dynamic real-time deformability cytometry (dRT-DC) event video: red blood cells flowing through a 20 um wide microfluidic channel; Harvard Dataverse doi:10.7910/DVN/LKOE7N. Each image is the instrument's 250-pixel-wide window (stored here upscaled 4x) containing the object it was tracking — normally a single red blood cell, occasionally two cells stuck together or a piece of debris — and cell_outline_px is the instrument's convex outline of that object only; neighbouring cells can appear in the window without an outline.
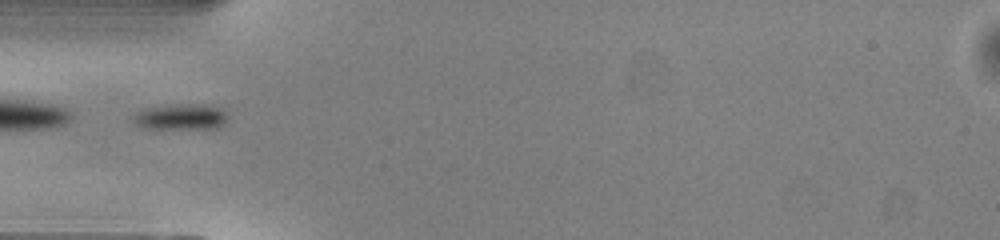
{"species": "common noctule bat (a hibernating species)", "species_latin": "Nyctalus noctula", "temperature_condition": "warm", "stored_images_in_passage": 24, "camera_frame_rate_fps": 3000, "um_per_image_px": 0.085, "animal": {"sex": "male", "body_mass_g": 13.0, "forearm_length_mm": 53.1}, "frame": {"image": 1, "passage_image": 2, "time_ms": 0.333, "image_size_px": [1000, 240], "cell_outline_px": [[228, 120], [220, 128], [140, 128], [136, 124], [132, 116], [136, 112], [144, 108], [172, 104], [208, 104], [224, 108], [228, 116]], "centroid_in_image_um": [15.42, 9.91], "position_along_channel_um": 69.6, "area_um2": 14.62}}
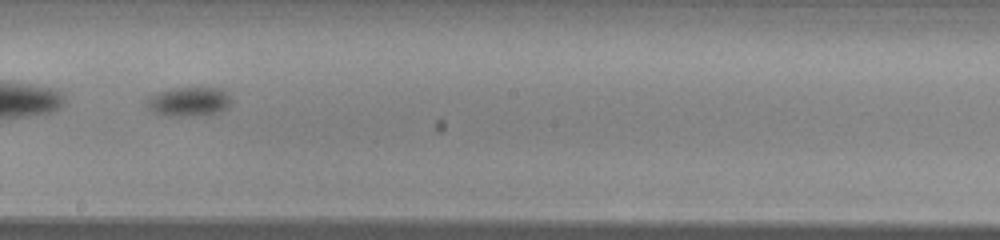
{"frame": {"image": 2, "passage_image": 14, "time_ms": 4.333, "image_size_px": [1000, 240], "cell_outline_px": [[232, 104], [228, 108], [216, 112], [184, 116], [164, 116], [148, 108], [144, 104], [148, 96], [156, 92], [168, 88], [224, 88], [232, 100]], "centroid_in_image_um": [16.03, 8.61], "position_along_channel_um": 232.2, "area_um2": 14.57}}
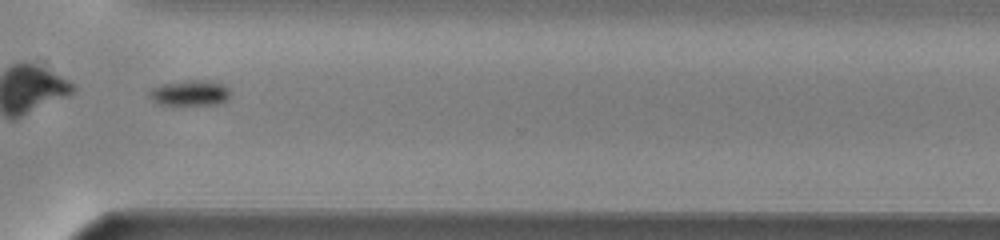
{"frame": {"image": 3, "passage_image": 23, "time_ms": 7.333, "image_size_px": [1000, 240], "cell_outline_px": [[228, 96], [224, 100], [216, 104], [176, 108], [172, 108], [156, 104], [148, 96], [148, 92], [152, 88], [160, 84], [184, 80], [208, 80], [224, 84], [228, 88]], "centroid_in_image_um": [16.03, 7.95], "position_along_channel_um": 354.6, "area_um2": 12.89}, "authors_computed_cell_mechanics": {"area_um2": 14.4789, "velocity_mm_per_s": 4.0637, "shape_relaxation_time_tau1_ms": 2.1407, "shape_relaxation_time_tau2_ms": null, "deformation_change_tau1": 0.0747, "deformation_change_tau2": null}}